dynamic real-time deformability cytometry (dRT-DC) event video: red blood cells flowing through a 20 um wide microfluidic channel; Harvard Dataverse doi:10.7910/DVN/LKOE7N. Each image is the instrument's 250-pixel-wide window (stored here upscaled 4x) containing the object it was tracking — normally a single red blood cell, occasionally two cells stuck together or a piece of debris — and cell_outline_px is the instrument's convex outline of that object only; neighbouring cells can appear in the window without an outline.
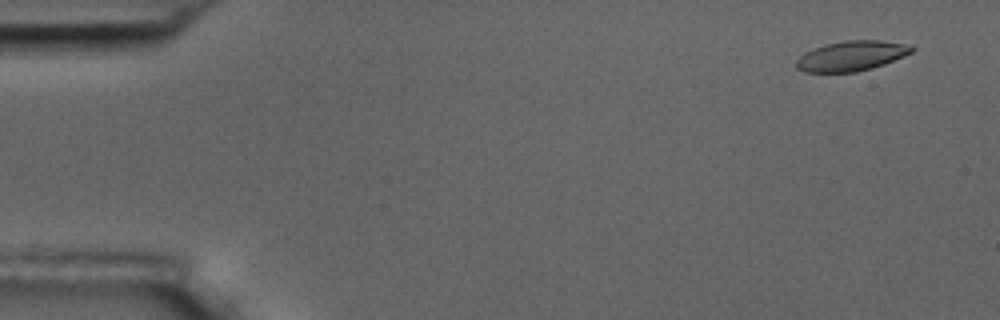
{"species": "common noctule bat (a hibernating species)", "species_latin": "Nyctalus noctula", "temperature_condition": "room temperature", "stored_images_in_passage": 57, "camera_frame_rate_fps": 3000, "um_per_image_px": 0.085, "animal": {"sex": "male", "body_mass_g": 17.5, "forearm_length_mm": 52.3}, "frame": {"image": 1, "passage_image": 4, "time_ms": 1.0, "image_size_px": [1000, 320], "cell_outline_px": [[916, 48], [912, 52], [904, 56], [884, 64], [872, 68], [856, 72], [804, 72], [796, 68], [796, 60], [804, 52], [828, 44], [844, 40], [880, 40], [900, 44]], "centroid_in_image_um": [72.34, 4.76], "position_along_channel_um": 12.7, "area_um2": 19.94}}
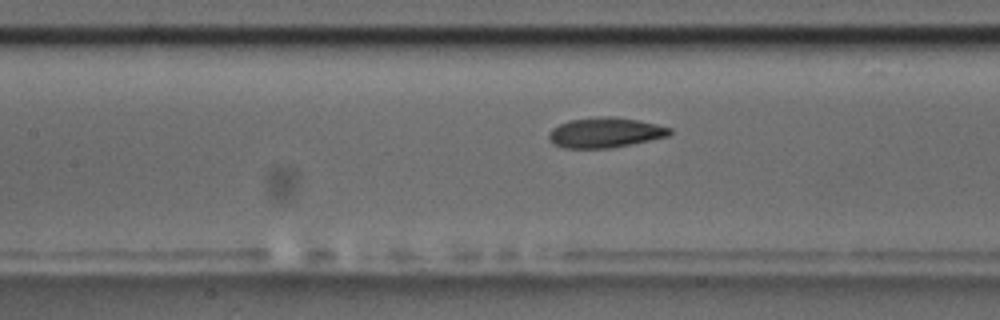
{"frame": {"image": 2, "passage_image": 26, "time_ms": 8.333, "image_size_px": [1000, 320], "cell_outline_px": [[672, 132], [668, 136], [632, 144], [608, 148], [564, 148], [552, 144], [548, 140], [548, 132], [552, 128], [568, 120], [600, 116], [616, 116], [640, 120], [672, 128]], "centroid_in_image_um": [51.41, 11.26], "position_along_channel_um": 156.0, "area_um2": 21.5}}
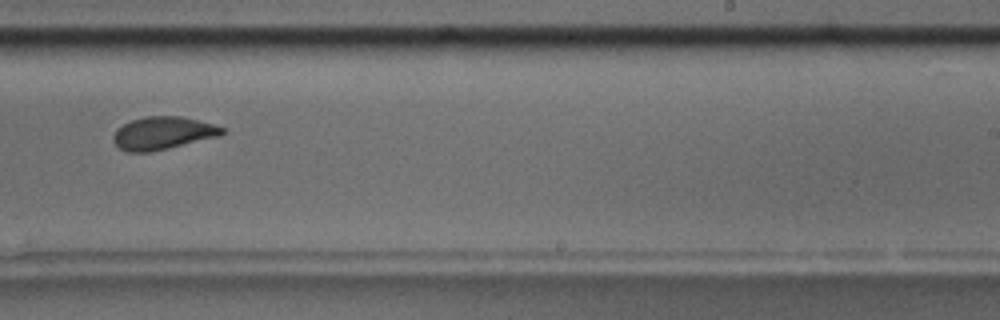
{"frame": {"image": 3, "passage_image": 36, "time_ms": 11.667, "image_size_px": [1000, 320], "cell_outline_px": [[224, 132], [220, 136], [168, 148], [148, 152], [128, 152], [120, 148], [112, 140], [112, 136], [116, 128], [132, 120], [144, 116], [180, 116], [216, 124], [224, 128]], "centroid_in_image_um": [13.83, 11.31], "position_along_channel_um": 275.2, "area_um2": 20.81}, "authors_computed_cell_mechanics": {"area_um2": 21.097, "velocity_mm_per_s": 3.5902, "shape_relaxation_time_tau1_ms": 7.8595, "shape_relaxation_time_tau2_ms": 2.059, "deformation_change_tau1": 0.1873, "deformation_change_tau2": 0.086}}